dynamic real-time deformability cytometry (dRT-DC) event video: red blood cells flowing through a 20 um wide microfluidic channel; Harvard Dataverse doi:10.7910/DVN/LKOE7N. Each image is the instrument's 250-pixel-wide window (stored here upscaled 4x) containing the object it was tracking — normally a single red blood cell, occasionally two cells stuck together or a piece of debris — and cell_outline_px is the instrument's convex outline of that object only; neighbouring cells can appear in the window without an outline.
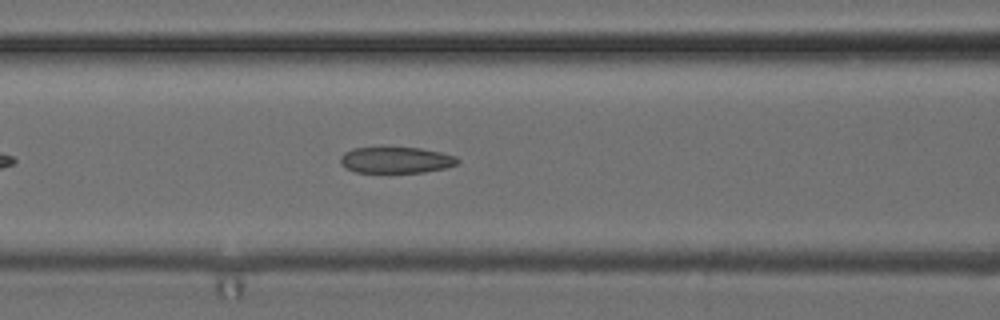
{"species": "common noctule bat (a hibernating species)", "species_latin": "Nyctalus noctula", "temperature_condition": "cold", "stored_images_in_passage": 40, "camera_frame_rate_fps": 3000, "um_per_image_px": 0.085, "animal": {"sex": "female", "body_mass_g": 24.6, "forearm_length_mm": 56.2}, "frame": {"image": 1, "passage_image": 10, "time_ms": 3.0, "image_size_px": [1000, 320], "cell_outline_px": [[460, 160], [456, 164], [444, 168], [424, 172], [356, 172], [344, 168], [340, 164], [340, 156], [344, 152], [352, 148], [388, 144], [420, 148], [440, 152], [456, 156]], "centroid_in_image_um": [33.58, 13.54], "position_along_channel_um": 133.0, "area_um2": 18.79}}
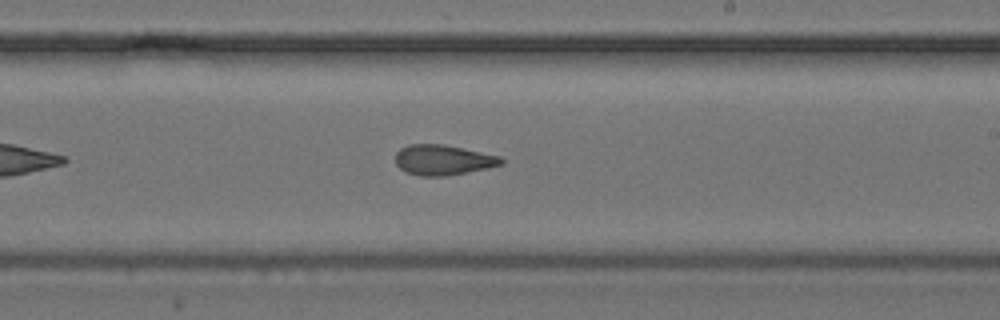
{"frame": {"image": 2, "passage_image": 19, "time_ms": 6.0, "image_size_px": [1000, 320], "cell_outline_px": [[504, 164], [488, 168], [448, 176], [420, 176], [404, 172], [396, 164], [396, 152], [400, 148], [408, 144], [440, 144], [500, 156], [504, 160]], "centroid_in_image_um": [37.64, 13.61], "position_along_channel_um": 251.4, "area_um2": 18.67}}
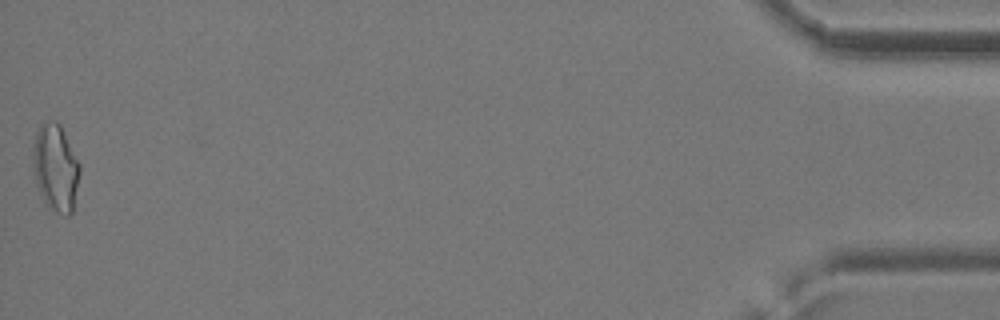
{"frame": {"image": 3, "passage_image": 40, "time_ms": 13.0, "image_size_px": [1000, 320], "cell_outline_px": [[80, 172], [72, 212], [68, 216], [64, 216], [48, 208], [36, 184], [32, 164], [32, 148], [36, 132], [40, 124], [44, 120], [56, 120], [60, 124], [80, 164]], "centroid_in_image_um": [4.7, 14.23], "position_along_channel_um": 430.5, "area_um2": 24.04}, "authors_computed_cell_mechanics": {"area_um2": 19.1896, "velocity_mm_per_s": 3.9592, "shape_relaxation_time_tau1_ms": 5.1431, "shape_relaxation_time_tau2_ms": 1.7129, "deformation_change_tau1": 0.1521, "deformation_change_tau2": 0.0945}}